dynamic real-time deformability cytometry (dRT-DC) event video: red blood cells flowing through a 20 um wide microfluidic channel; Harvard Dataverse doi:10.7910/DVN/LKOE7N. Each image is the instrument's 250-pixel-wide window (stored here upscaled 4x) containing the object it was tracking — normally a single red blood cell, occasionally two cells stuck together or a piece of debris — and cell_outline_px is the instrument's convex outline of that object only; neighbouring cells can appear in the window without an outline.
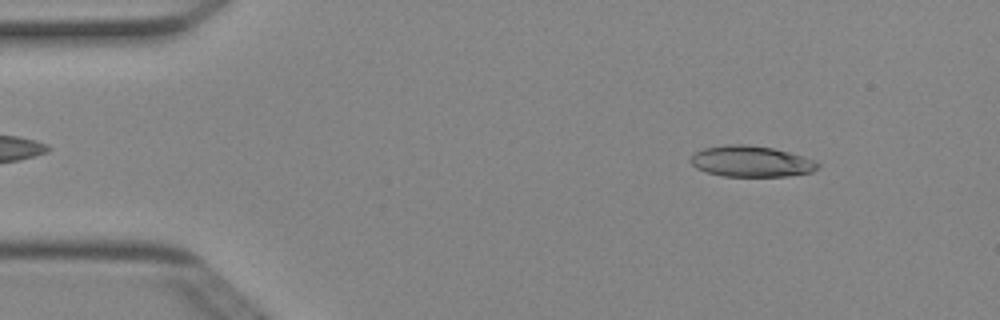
{"species": "Egyptian fruit bat (a non-hibernating species)", "species_latin": "Rousettus aegyptiacus", "temperature_condition": "cold", "stored_images_in_passage": 46, "camera_frame_rate_fps": 3000, "um_per_image_px": 0.085, "animal": {"sex": "female"}, "frame": {"image": 1, "passage_image": 3, "time_ms": 0.667, "image_size_px": [1000, 320], "cell_outline_px": [[820, 168], [812, 172], [788, 176], [724, 176], [704, 172], [696, 168], [688, 160], [696, 152], [704, 148], [724, 144], [744, 144], [772, 148], [788, 152], [816, 160], [820, 164]], "centroid_in_image_um": [63.85, 13.72], "position_along_channel_um": 21.2, "area_um2": 23.12}}
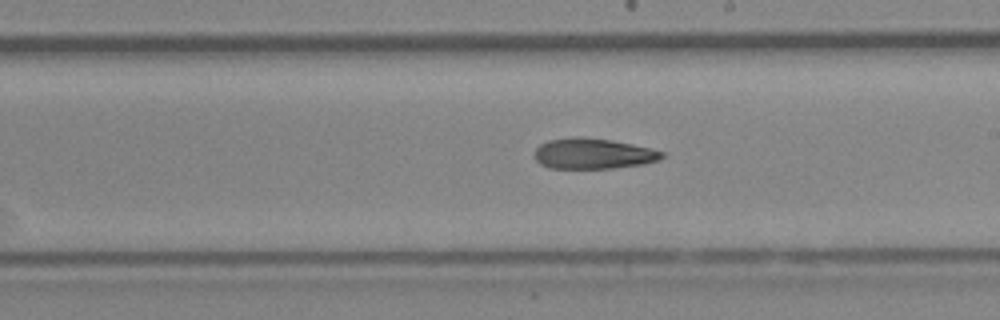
{"frame": {"image": 2, "passage_image": 25, "time_ms": 8.0, "image_size_px": [1000, 320], "cell_outline_px": [[664, 156], [660, 160], [644, 164], [612, 168], [548, 168], [540, 164], [536, 160], [536, 148], [540, 144], [548, 140], [572, 136], [576, 136], [612, 140], [652, 148], [664, 152]], "centroid_in_image_um": [50.43, 13.05], "position_along_channel_um": 238.6, "area_um2": 22.83}}
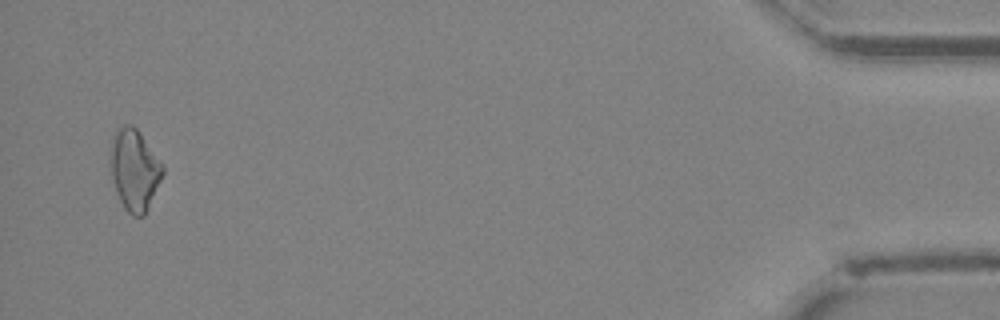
{"frame": {"image": 3, "passage_image": 45, "time_ms": 14.667, "image_size_px": [1000, 320], "cell_outline_px": [[164, 172], [148, 208], [144, 216], [132, 216], [124, 208], [116, 192], [108, 168], [112, 136], [116, 128], [124, 124], [132, 124], [140, 132], [164, 164]], "centroid_in_image_um": [11.4, 14.4], "position_along_channel_um": 423.8, "area_um2": 25.32}}